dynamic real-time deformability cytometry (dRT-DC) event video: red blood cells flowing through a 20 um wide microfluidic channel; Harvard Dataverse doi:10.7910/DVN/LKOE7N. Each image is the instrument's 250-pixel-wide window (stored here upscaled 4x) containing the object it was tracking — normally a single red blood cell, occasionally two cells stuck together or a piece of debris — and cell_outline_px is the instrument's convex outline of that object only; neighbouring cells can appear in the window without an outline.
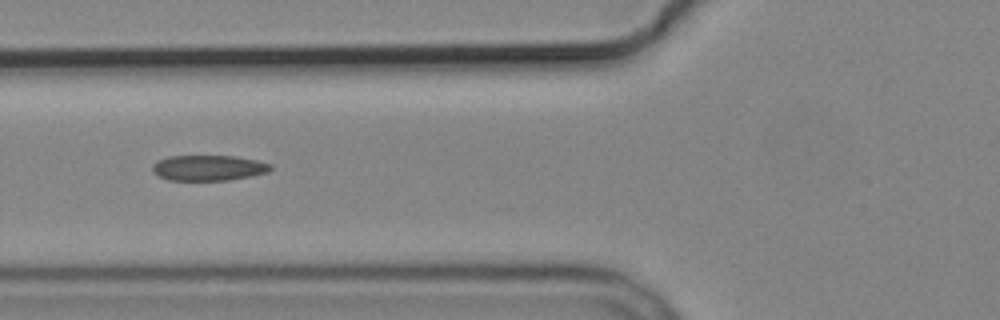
{"species": "common noctule bat (a hibernating species)", "species_latin": "Nyctalus noctula", "temperature_condition": "cold", "stored_images_in_passage": 10, "camera_frame_rate_fps": 3000, "um_per_image_px": 0.085, "animal": {"sex": "male", "body_mass_g": 19.2, "forearm_length_mm": 51.8}, "frame": {"image": 1, "passage_image": 6, "time_ms": 7.0, "image_size_px": [1000, 320], "cell_outline_px": [[272, 168], [268, 172], [228, 180], [168, 180], [152, 172], [152, 164], [156, 160], [168, 156], [236, 156], [256, 160], [272, 164]], "centroid_in_image_um": [17.69, 14.26], "position_along_channel_um": 108.1, "area_um2": 17.57}}
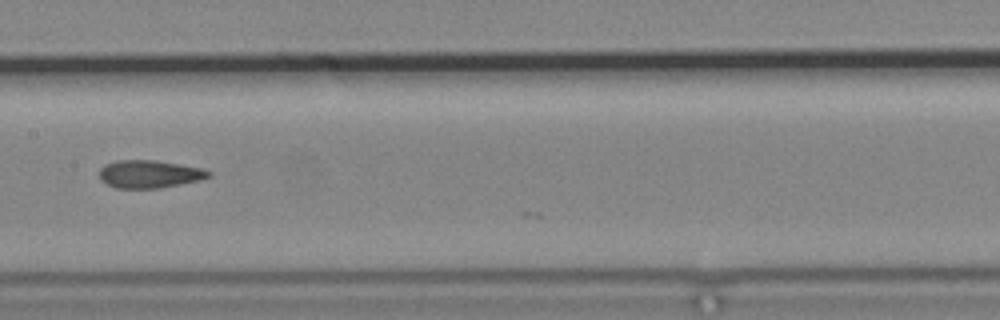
{"frame": {"image": 2, "passage_image": 8, "time_ms": 9.333, "image_size_px": [1000, 320], "cell_outline_px": [[212, 176], [200, 180], [160, 188], [116, 188], [100, 180], [100, 168], [104, 164], [116, 160], [156, 160], [200, 168], [212, 172]], "centroid_in_image_um": [12.69, 14.79], "position_along_channel_um": 194.7, "area_um2": 17.69}}
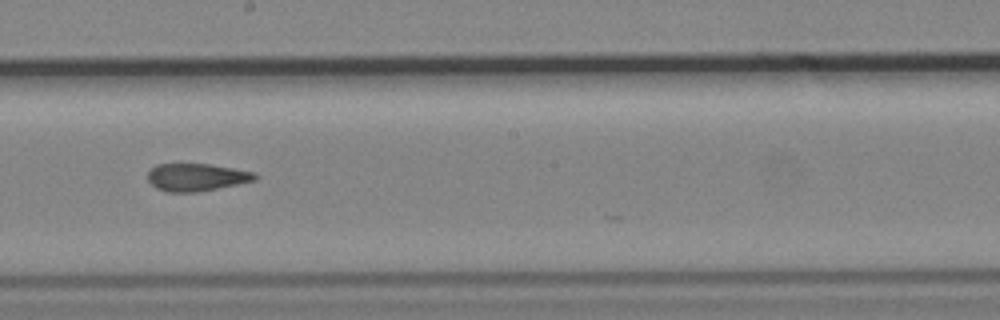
{"frame": {"image": 3, "passage_image": 9, "time_ms": 10.333, "image_size_px": [1000, 320], "cell_outline_px": [[256, 180], [200, 192], [168, 192], [156, 188], [148, 180], [148, 172], [156, 164], [208, 164], [256, 172]], "centroid_in_image_um": [16.7, 15.07], "position_along_channel_um": 231.5, "area_um2": 17.17}}